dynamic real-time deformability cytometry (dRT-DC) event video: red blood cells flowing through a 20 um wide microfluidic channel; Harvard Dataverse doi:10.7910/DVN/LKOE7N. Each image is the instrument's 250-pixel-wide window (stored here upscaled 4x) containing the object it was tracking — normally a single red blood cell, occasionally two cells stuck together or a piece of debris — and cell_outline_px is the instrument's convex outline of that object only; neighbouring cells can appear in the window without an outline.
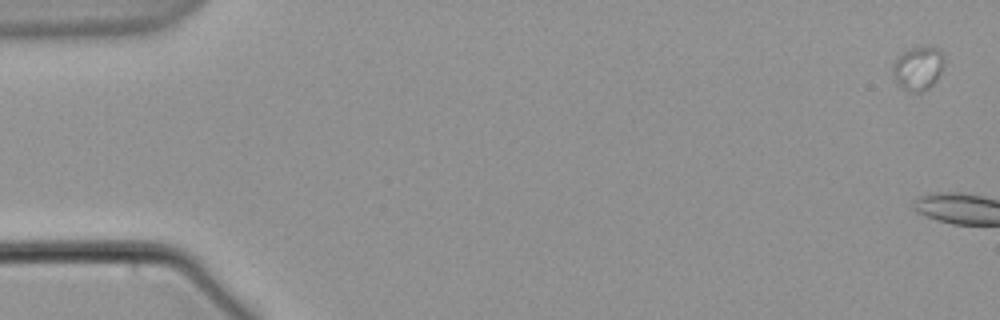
{"species": "common noctule bat (a hibernating species)", "species_latin": "Nyctalus noctula", "temperature_condition": "warm", "stored_images_in_passage": 3, "camera_frame_rate_fps": 3000, "um_per_image_px": 0.085, "animal": {"sex": "male", "body_mass_g": 21.5, "forearm_length_mm": 52.0}, "frame": {"image": 1, "passage_image": 1, "time_ms": 0.0, "image_size_px": [1000, 320], "cell_outline_px": [[944, 64], [936, 80], [928, 88], [920, 92], [908, 92], [900, 88], [896, 80], [892, 64], [904, 52], [912, 48], [940, 48], [944, 56]], "centroid_in_image_um": [78.05, 5.83], "position_along_channel_um": 6.9, "area_um2": 12.77}}